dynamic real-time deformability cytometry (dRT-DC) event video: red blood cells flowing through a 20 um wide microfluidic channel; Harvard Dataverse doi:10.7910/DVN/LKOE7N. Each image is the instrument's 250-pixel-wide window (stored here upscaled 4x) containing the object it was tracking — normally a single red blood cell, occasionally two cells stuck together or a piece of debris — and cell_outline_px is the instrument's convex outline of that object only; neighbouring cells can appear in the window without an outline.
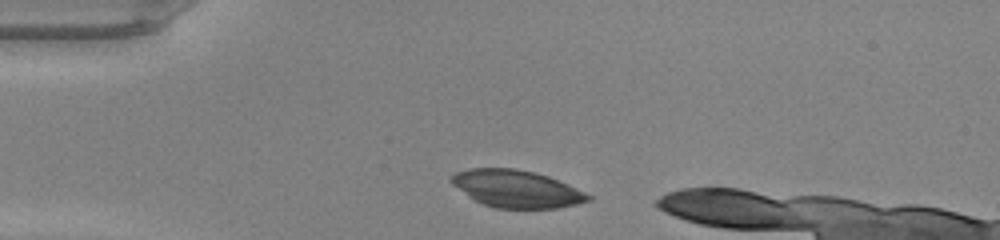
{"species": "common noctule bat (a hibernating species)", "species_latin": "Nyctalus noctula", "temperature_condition": "warm", "stored_images_in_passage": 32, "camera_frame_rate_fps": 3000, "um_per_image_px": 0.085, "animal": {"sex": "male", "body_mass_g": 20.0, "forearm_length_mm": 53.3}, "frame": {"image": 1, "passage_image": 1, "time_ms": 0.0, "image_size_px": [1000, 240], "cell_outline_px": [[592, 200], [576, 204], [556, 208], [496, 208], [480, 204], [468, 196], [452, 184], [448, 180], [456, 172], [472, 168], [516, 168], [548, 176], [568, 184], [592, 196]], "centroid_in_image_um": [43.88, 16.05], "position_along_channel_um": 41.1, "area_um2": 29.71}}
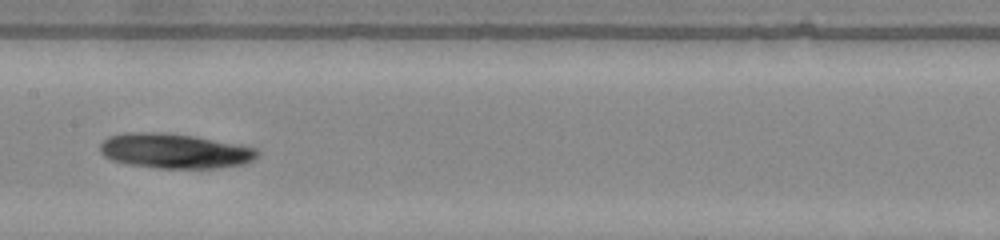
{"frame": {"image": 2, "passage_image": 14, "time_ms": 4.333, "image_size_px": [1000, 240], "cell_outline_px": [[260, 156], [244, 164], [220, 168], [156, 168], [128, 164], [112, 160], [104, 156], [100, 152], [100, 144], [108, 136], [124, 132], [160, 132], [192, 136], [256, 148], [260, 152]], "centroid_in_image_um": [14.83, 12.84], "position_along_channel_um": 192.6, "area_um2": 31.96}}
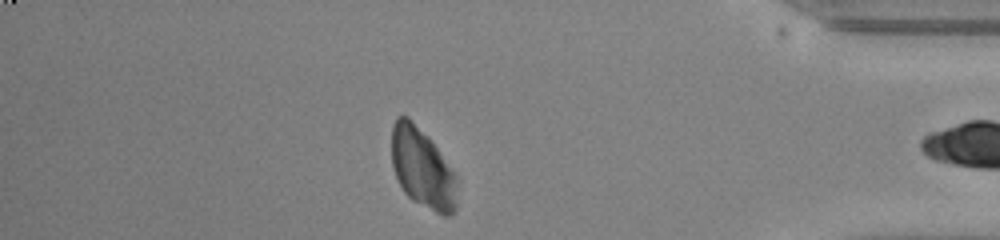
{"frame": {"image": 3, "passage_image": 31, "time_ms": 10.0, "image_size_px": [1000, 240], "cell_outline_px": [[456, 212], [448, 216], [444, 216], [412, 200], [404, 192], [392, 168], [392, 124], [396, 116], [408, 116], [428, 136], [456, 172]], "centroid_in_image_um": [35.91, 14.29], "position_along_channel_um": 399.3, "area_um2": 30.75}}